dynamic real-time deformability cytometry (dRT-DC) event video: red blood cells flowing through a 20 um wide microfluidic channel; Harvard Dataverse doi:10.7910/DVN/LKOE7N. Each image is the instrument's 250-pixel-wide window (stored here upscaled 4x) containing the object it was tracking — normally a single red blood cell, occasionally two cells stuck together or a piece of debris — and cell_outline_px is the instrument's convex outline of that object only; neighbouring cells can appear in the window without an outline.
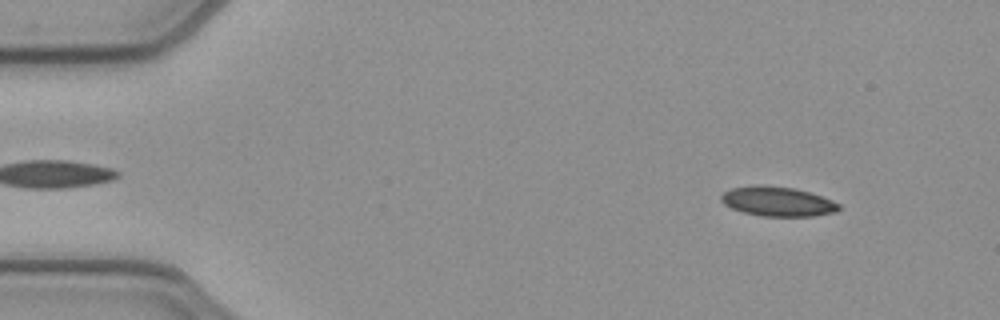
{"species": "common noctule bat (a hibernating species)", "species_latin": "Nyctalus noctula", "temperature_condition": "cold", "stored_images_in_passage": 51, "camera_frame_rate_fps": 3000, "um_per_image_px": 0.085, "animal": {"sex": "female", "body_mass_g": 21.9}, "frame": {"image": 1, "passage_image": 5, "time_ms": 1.333, "image_size_px": [1000, 320], "cell_outline_px": [[840, 208], [836, 212], [816, 216], [760, 216], [744, 212], [732, 208], [724, 204], [720, 200], [720, 196], [724, 192], [732, 188], [756, 184], [760, 184], [796, 188], [832, 200], [840, 204]], "centroid_in_image_um": [66.09, 17.12], "position_along_channel_um": 18.9, "area_um2": 20.4}}
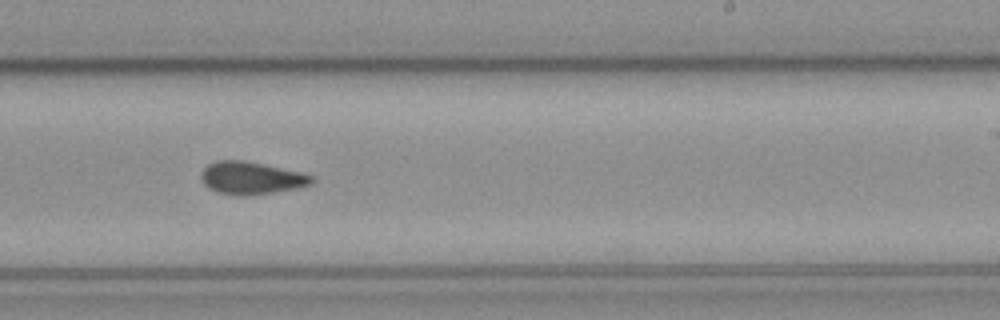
{"frame": {"image": 2, "passage_image": 31, "time_ms": 10.0, "image_size_px": [1000, 320], "cell_outline_px": [[316, 180], [312, 184], [296, 188], [272, 192], [244, 196], [236, 196], [216, 192], [208, 188], [200, 180], [200, 172], [208, 164], [216, 160], [244, 160], [304, 172], [312, 176]], "centroid_in_image_um": [21.33, 15.12], "position_along_channel_um": 267.7, "area_um2": 21.33}}
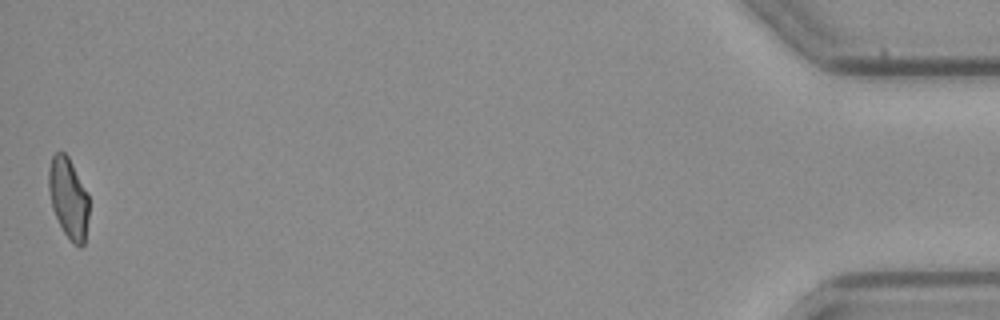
{"frame": {"image": 3, "passage_image": 51, "time_ms": 16.667, "image_size_px": [1000, 320], "cell_outline_px": [[88, 216], [84, 244], [80, 248], [72, 244], [64, 232], [52, 208], [48, 188], [48, 172], [52, 156], [56, 152], [64, 152], [68, 156], [88, 192]], "centroid_in_image_um": [5.82, 16.84], "position_along_channel_um": 429.4, "area_um2": 18.96}}